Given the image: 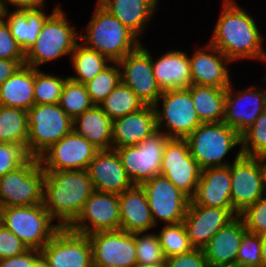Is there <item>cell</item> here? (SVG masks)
I'll return each instance as SVG.
<instances>
[{
    "instance_id": "obj_47",
    "label": "cell",
    "mask_w": 266,
    "mask_h": 267,
    "mask_svg": "<svg viewBox=\"0 0 266 267\" xmlns=\"http://www.w3.org/2000/svg\"><path fill=\"white\" fill-rule=\"evenodd\" d=\"M28 250V247L9 229H0V259L14 257Z\"/></svg>"
},
{
    "instance_id": "obj_26",
    "label": "cell",
    "mask_w": 266,
    "mask_h": 267,
    "mask_svg": "<svg viewBox=\"0 0 266 267\" xmlns=\"http://www.w3.org/2000/svg\"><path fill=\"white\" fill-rule=\"evenodd\" d=\"M120 204V229L129 232H149L155 223L152 219L145 191L133 185L118 194Z\"/></svg>"
},
{
    "instance_id": "obj_23",
    "label": "cell",
    "mask_w": 266,
    "mask_h": 267,
    "mask_svg": "<svg viewBox=\"0 0 266 267\" xmlns=\"http://www.w3.org/2000/svg\"><path fill=\"white\" fill-rule=\"evenodd\" d=\"M157 130L154 106L145 105L112 121V149L140 144Z\"/></svg>"
},
{
    "instance_id": "obj_38",
    "label": "cell",
    "mask_w": 266,
    "mask_h": 267,
    "mask_svg": "<svg viewBox=\"0 0 266 267\" xmlns=\"http://www.w3.org/2000/svg\"><path fill=\"white\" fill-rule=\"evenodd\" d=\"M59 105L71 119H74L94 104L91 102L85 84L68 78L63 86Z\"/></svg>"
},
{
    "instance_id": "obj_59",
    "label": "cell",
    "mask_w": 266,
    "mask_h": 267,
    "mask_svg": "<svg viewBox=\"0 0 266 267\" xmlns=\"http://www.w3.org/2000/svg\"><path fill=\"white\" fill-rule=\"evenodd\" d=\"M266 75V74H265ZM264 75V77H262L263 78V82H265L266 83V76Z\"/></svg>"
},
{
    "instance_id": "obj_11",
    "label": "cell",
    "mask_w": 266,
    "mask_h": 267,
    "mask_svg": "<svg viewBox=\"0 0 266 267\" xmlns=\"http://www.w3.org/2000/svg\"><path fill=\"white\" fill-rule=\"evenodd\" d=\"M230 174L232 207L240 214L266 193L263 169L257 157L242 155L239 149L230 164Z\"/></svg>"
},
{
    "instance_id": "obj_36",
    "label": "cell",
    "mask_w": 266,
    "mask_h": 267,
    "mask_svg": "<svg viewBox=\"0 0 266 267\" xmlns=\"http://www.w3.org/2000/svg\"><path fill=\"white\" fill-rule=\"evenodd\" d=\"M159 231L156 235L166 258L194 249L183 222L165 224Z\"/></svg>"
},
{
    "instance_id": "obj_12",
    "label": "cell",
    "mask_w": 266,
    "mask_h": 267,
    "mask_svg": "<svg viewBox=\"0 0 266 267\" xmlns=\"http://www.w3.org/2000/svg\"><path fill=\"white\" fill-rule=\"evenodd\" d=\"M145 191L155 226L183 222L190 198L175 187L168 178L156 175L140 184Z\"/></svg>"
},
{
    "instance_id": "obj_7",
    "label": "cell",
    "mask_w": 266,
    "mask_h": 267,
    "mask_svg": "<svg viewBox=\"0 0 266 267\" xmlns=\"http://www.w3.org/2000/svg\"><path fill=\"white\" fill-rule=\"evenodd\" d=\"M28 155L38 158L51 145L69 134L73 128L71 119L57 104H34L27 110Z\"/></svg>"
},
{
    "instance_id": "obj_56",
    "label": "cell",
    "mask_w": 266,
    "mask_h": 267,
    "mask_svg": "<svg viewBox=\"0 0 266 267\" xmlns=\"http://www.w3.org/2000/svg\"><path fill=\"white\" fill-rule=\"evenodd\" d=\"M209 267H243L238 263L235 264H224V265H209Z\"/></svg>"
},
{
    "instance_id": "obj_37",
    "label": "cell",
    "mask_w": 266,
    "mask_h": 267,
    "mask_svg": "<svg viewBox=\"0 0 266 267\" xmlns=\"http://www.w3.org/2000/svg\"><path fill=\"white\" fill-rule=\"evenodd\" d=\"M67 77L45 73L34 68V102L35 104H57Z\"/></svg>"
},
{
    "instance_id": "obj_57",
    "label": "cell",
    "mask_w": 266,
    "mask_h": 267,
    "mask_svg": "<svg viewBox=\"0 0 266 267\" xmlns=\"http://www.w3.org/2000/svg\"><path fill=\"white\" fill-rule=\"evenodd\" d=\"M134 267H165V265H141V264H136Z\"/></svg>"
},
{
    "instance_id": "obj_42",
    "label": "cell",
    "mask_w": 266,
    "mask_h": 267,
    "mask_svg": "<svg viewBox=\"0 0 266 267\" xmlns=\"http://www.w3.org/2000/svg\"><path fill=\"white\" fill-rule=\"evenodd\" d=\"M261 247L262 242L259 235L247 231L243 235L237 252L236 263L243 267L262 266Z\"/></svg>"
},
{
    "instance_id": "obj_45",
    "label": "cell",
    "mask_w": 266,
    "mask_h": 267,
    "mask_svg": "<svg viewBox=\"0 0 266 267\" xmlns=\"http://www.w3.org/2000/svg\"><path fill=\"white\" fill-rule=\"evenodd\" d=\"M0 59L25 60V52L11 35L7 22L0 21Z\"/></svg>"
},
{
    "instance_id": "obj_14",
    "label": "cell",
    "mask_w": 266,
    "mask_h": 267,
    "mask_svg": "<svg viewBox=\"0 0 266 267\" xmlns=\"http://www.w3.org/2000/svg\"><path fill=\"white\" fill-rule=\"evenodd\" d=\"M40 251L48 267H93L88 236L69 227L60 228Z\"/></svg>"
},
{
    "instance_id": "obj_52",
    "label": "cell",
    "mask_w": 266,
    "mask_h": 267,
    "mask_svg": "<svg viewBox=\"0 0 266 267\" xmlns=\"http://www.w3.org/2000/svg\"><path fill=\"white\" fill-rule=\"evenodd\" d=\"M263 169L264 184L266 187V153L257 157Z\"/></svg>"
},
{
    "instance_id": "obj_29",
    "label": "cell",
    "mask_w": 266,
    "mask_h": 267,
    "mask_svg": "<svg viewBox=\"0 0 266 267\" xmlns=\"http://www.w3.org/2000/svg\"><path fill=\"white\" fill-rule=\"evenodd\" d=\"M73 131L83 136L99 150L112 149V120L103 112L99 105L73 119Z\"/></svg>"
},
{
    "instance_id": "obj_58",
    "label": "cell",
    "mask_w": 266,
    "mask_h": 267,
    "mask_svg": "<svg viewBox=\"0 0 266 267\" xmlns=\"http://www.w3.org/2000/svg\"><path fill=\"white\" fill-rule=\"evenodd\" d=\"M93 267H117V266H93Z\"/></svg>"
},
{
    "instance_id": "obj_44",
    "label": "cell",
    "mask_w": 266,
    "mask_h": 267,
    "mask_svg": "<svg viewBox=\"0 0 266 267\" xmlns=\"http://www.w3.org/2000/svg\"><path fill=\"white\" fill-rule=\"evenodd\" d=\"M29 158L30 156L22 146L0 142V177L16 170Z\"/></svg>"
},
{
    "instance_id": "obj_35",
    "label": "cell",
    "mask_w": 266,
    "mask_h": 267,
    "mask_svg": "<svg viewBox=\"0 0 266 267\" xmlns=\"http://www.w3.org/2000/svg\"><path fill=\"white\" fill-rule=\"evenodd\" d=\"M99 106L113 121L127 114L138 111L145 104L124 83L120 82Z\"/></svg>"
},
{
    "instance_id": "obj_51",
    "label": "cell",
    "mask_w": 266,
    "mask_h": 267,
    "mask_svg": "<svg viewBox=\"0 0 266 267\" xmlns=\"http://www.w3.org/2000/svg\"><path fill=\"white\" fill-rule=\"evenodd\" d=\"M262 247H261V260L264 266H266V232L259 235Z\"/></svg>"
},
{
    "instance_id": "obj_43",
    "label": "cell",
    "mask_w": 266,
    "mask_h": 267,
    "mask_svg": "<svg viewBox=\"0 0 266 267\" xmlns=\"http://www.w3.org/2000/svg\"><path fill=\"white\" fill-rule=\"evenodd\" d=\"M248 232L260 235L266 232V193L239 214Z\"/></svg>"
},
{
    "instance_id": "obj_49",
    "label": "cell",
    "mask_w": 266,
    "mask_h": 267,
    "mask_svg": "<svg viewBox=\"0 0 266 267\" xmlns=\"http://www.w3.org/2000/svg\"><path fill=\"white\" fill-rule=\"evenodd\" d=\"M22 65L25 60L0 59V85Z\"/></svg>"
},
{
    "instance_id": "obj_24",
    "label": "cell",
    "mask_w": 266,
    "mask_h": 267,
    "mask_svg": "<svg viewBox=\"0 0 266 267\" xmlns=\"http://www.w3.org/2000/svg\"><path fill=\"white\" fill-rule=\"evenodd\" d=\"M190 201L207 207L233 209L230 165L201 170L195 194Z\"/></svg>"
},
{
    "instance_id": "obj_22",
    "label": "cell",
    "mask_w": 266,
    "mask_h": 267,
    "mask_svg": "<svg viewBox=\"0 0 266 267\" xmlns=\"http://www.w3.org/2000/svg\"><path fill=\"white\" fill-rule=\"evenodd\" d=\"M87 171L95 191L120 194L134 185L115 149L99 150Z\"/></svg>"
},
{
    "instance_id": "obj_54",
    "label": "cell",
    "mask_w": 266,
    "mask_h": 267,
    "mask_svg": "<svg viewBox=\"0 0 266 267\" xmlns=\"http://www.w3.org/2000/svg\"><path fill=\"white\" fill-rule=\"evenodd\" d=\"M33 267H48L46 261L42 258V256L36 261Z\"/></svg>"
},
{
    "instance_id": "obj_10",
    "label": "cell",
    "mask_w": 266,
    "mask_h": 267,
    "mask_svg": "<svg viewBox=\"0 0 266 267\" xmlns=\"http://www.w3.org/2000/svg\"><path fill=\"white\" fill-rule=\"evenodd\" d=\"M168 139L162 131L157 130L140 144L114 148L133 184L140 185L160 175L163 151Z\"/></svg>"
},
{
    "instance_id": "obj_6",
    "label": "cell",
    "mask_w": 266,
    "mask_h": 267,
    "mask_svg": "<svg viewBox=\"0 0 266 267\" xmlns=\"http://www.w3.org/2000/svg\"><path fill=\"white\" fill-rule=\"evenodd\" d=\"M4 227L28 249L41 250L61 228L43 204L4 208Z\"/></svg>"
},
{
    "instance_id": "obj_31",
    "label": "cell",
    "mask_w": 266,
    "mask_h": 267,
    "mask_svg": "<svg viewBox=\"0 0 266 267\" xmlns=\"http://www.w3.org/2000/svg\"><path fill=\"white\" fill-rule=\"evenodd\" d=\"M48 16L44 8L15 9L13 12L6 8L4 20L9 26L11 35L26 52L38 39V34Z\"/></svg>"
},
{
    "instance_id": "obj_4",
    "label": "cell",
    "mask_w": 266,
    "mask_h": 267,
    "mask_svg": "<svg viewBox=\"0 0 266 267\" xmlns=\"http://www.w3.org/2000/svg\"><path fill=\"white\" fill-rule=\"evenodd\" d=\"M58 4L46 18L36 42L25 52V65L35 69L48 62L68 55L80 40V33L70 25L67 15Z\"/></svg>"
},
{
    "instance_id": "obj_32",
    "label": "cell",
    "mask_w": 266,
    "mask_h": 267,
    "mask_svg": "<svg viewBox=\"0 0 266 267\" xmlns=\"http://www.w3.org/2000/svg\"><path fill=\"white\" fill-rule=\"evenodd\" d=\"M188 90L201 123L223 121L226 89L192 84Z\"/></svg>"
},
{
    "instance_id": "obj_1",
    "label": "cell",
    "mask_w": 266,
    "mask_h": 267,
    "mask_svg": "<svg viewBox=\"0 0 266 267\" xmlns=\"http://www.w3.org/2000/svg\"><path fill=\"white\" fill-rule=\"evenodd\" d=\"M222 1V9L209 42L233 63L243 59L266 62L264 37L255 18L234 0Z\"/></svg>"
},
{
    "instance_id": "obj_40",
    "label": "cell",
    "mask_w": 266,
    "mask_h": 267,
    "mask_svg": "<svg viewBox=\"0 0 266 267\" xmlns=\"http://www.w3.org/2000/svg\"><path fill=\"white\" fill-rule=\"evenodd\" d=\"M137 264L141 265H165L166 256L159 243L156 233H134Z\"/></svg>"
},
{
    "instance_id": "obj_20",
    "label": "cell",
    "mask_w": 266,
    "mask_h": 267,
    "mask_svg": "<svg viewBox=\"0 0 266 267\" xmlns=\"http://www.w3.org/2000/svg\"><path fill=\"white\" fill-rule=\"evenodd\" d=\"M238 215L234 209L207 207L190 201L183 223L191 245L202 249L221 228Z\"/></svg>"
},
{
    "instance_id": "obj_15",
    "label": "cell",
    "mask_w": 266,
    "mask_h": 267,
    "mask_svg": "<svg viewBox=\"0 0 266 267\" xmlns=\"http://www.w3.org/2000/svg\"><path fill=\"white\" fill-rule=\"evenodd\" d=\"M98 151V148L72 130L38 159L44 171L87 170Z\"/></svg>"
},
{
    "instance_id": "obj_9",
    "label": "cell",
    "mask_w": 266,
    "mask_h": 267,
    "mask_svg": "<svg viewBox=\"0 0 266 267\" xmlns=\"http://www.w3.org/2000/svg\"><path fill=\"white\" fill-rule=\"evenodd\" d=\"M43 192L44 170L36 157L0 177V203L4 207L43 204Z\"/></svg>"
},
{
    "instance_id": "obj_34",
    "label": "cell",
    "mask_w": 266,
    "mask_h": 267,
    "mask_svg": "<svg viewBox=\"0 0 266 267\" xmlns=\"http://www.w3.org/2000/svg\"><path fill=\"white\" fill-rule=\"evenodd\" d=\"M28 135L27 111L0 105V142L17 144L28 153Z\"/></svg>"
},
{
    "instance_id": "obj_33",
    "label": "cell",
    "mask_w": 266,
    "mask_h": 267,
    "mask_svg": "<svg viewBox=\"0 0 266 267\" xmlns=\"http://www.w3.org/2000/svg\"><path fill=\"white\" fill-rule=\"evenodd\" d=\"M69 59L76 74L75 76L70 75L68 78L81 84H86L92 80L111 63L107 57L88 48L84 44H80V42L75 46Z\"/></svg>"
},
{
    "instance_id": "obj_55",
    "label": "cell",
    "mask_w": 266,
    "mask_h": 267,
    "mask_svg": "<svg viewBox=\"0 0 266 267\" xmlns=\"http://www.w3.org/2000/svg\"><path fill=\"white\" fill-rule=\"evenodd\" d=\"M4 206L0 203V229L4 227Z\"/></svg>"
},
{
    "instance_id": "obj_48",
    "label": "cell",
    "mask_w": 266,
    "mask_h": 267,
    "mask_svg": "<svg viewBox=\"0 0 266 267\" xmlns=\"http://www.w3.org/2000/svg\"><path fill=\"white\" fill-rule=\"evenodd\" d=\"M40 257V250L28 249L20 255L0 259V267H33Z\"/></svg>"
},
{
    "instance_id": "obj_25",
    "label": "cell",
    "mask_w": 266,
    "mask_h": 267,
    "mask_svg": "<svg viewBox=\"0 0 266 267\" xmlns=\"http://www.w3.org/2000/svg\"><path fill=\"white\" fill-rule=\"evenodd\" d=\"M151 65L161 91L189 88L192 85L189 55L183 50L168 51L155 61L151 54Z\"/></svg>"
},
{
    "instance_id": "obj_39",
    "label": "cell",
    "mask_w": 266,
    "mask_h": 267,
    "mask_svg": "<svg viewBox=\"0 0 266 267\" xmlns=\"http://www.w3.org/2000/svg\"><path fill=\"white\" fill-rule=\"evenodd\" d=\"M113 64V65H112ZM121 82L120 67L117 62H111L92 80L85 84L91 102L99 105L109 93Z\"/></svg>"
},
{
    "instance_id": "obj_27",
    "label": "cell",
    "mask_w": 266,
    "mask_h": 267,
    "mask_svg": "<svg viewBox=\"0 0 266 267\" xmlns=\"http://www.w3.org/2000/svg\"><path fill=\"white\" fill-rule=\"evenodd\" d=\"M246 232L245 223L239 215L221 228L202 248L209 265L235 264Z\"/></svg>"
},
{
    "instance_id": "obj_18",
    "label": "cell",
    "mask_w": 266,
    "mask_h": 267,
    "mask_svg": "<svg viewBox=\"0 0 266 267\" xmlns=\"http://www.w3.org/2000/svg\"><path fill=\"white\" fill-rule=\"evenodd\" d=\"M93 266L134 267L137 264L134 233L121 229L88 235Z\"/></svg>"
},
{
    "instance_id": "obj_3",
    "label": "cell",
    "mask_w": 266,
    "mask_h": 267,
    "mask_svg": "<svg viewBox=\"0 0 266 267\" xmlns=\"http://www.w3.org/2000/svg\"><path fill=\"white\" fill-rule=\"evenodd\" d=\"M93 15L87 24L86 34L79 35L82 44L118 62L125 55L135 51L142 43L140 39L111 15L97 1Z\"/></svg>"
},
{
    "instance_id": "obj_21",
    "label": "cell",
    "mask_w": 266,
    "mask_h": 267,
    "mask_svg": "<svg viewBox=\"0 0 266 267\" xmlns=\"http://www.w3.org/2000/svg\"><path fill=\"white\" fill-rule=\"evenodd\" d=\"M192 84L226 89L231 85L228 64L232 63L220 50L209 41L205 47L196 49L190 55Z\"/></svg>"
},
{
    "instance_id": "obj_50",
    "label": "cell",
    "mask_w": 266,
    "mask_h": 267,
    "mask_svg": "<svg viewBox=\"0 0 266 267\" xmlns=\"http://www.w3.org/2000/svg\"><path fill=\"white\" fill-rule=\"evenodd\" d=\"M6 8L13 5L16 10L45 8L46 0H4Z\"/></svg>"
},
{
    "instance_id": "obj_13",
    "label": "cell",
    "mask_w": 266,
    "mask_h": 267,
    "mask_svg": "<svg viewBox=\"0 0 266 267\" xmlns=\"http://www.w3.org/2000/svg\"><path fill=\"white\" fill-rule=\"evenodd\" d=\"M201 169L191 156L185 138H169L165 144L160 175L165 176L190 199L194 196Z\"/></svg>"
},
{
    "instance_id": "obj_16",
    "label": "cell",
    "mask_w": 266,
    "mask_h": 267,
    "mask_svg": "<svg viewBox=\"0 0 266 267\" xmlns=\"http://www.w3.org/2000/svg\"><path fill=\"white\" fill-rule=\"evenodd\" d=\"M121 82L127 85L145 105H154L162 94L151 65V53L143 42L118 62Z\"/></svg>"
},
{
    "instance_id": "obj_2",
    "label": "cell",
    "mask_w": 266,
    "mask_h": 267,
    "mask_svg": "<svg viewBox=\"0 0 266 267\" xmlns=\"http://www.w3.org/2000/svg\"><path fill=\"white\" fill-rule=\"evenodd\" d=\"M94 191L87 170L44 171L43 205L61 228L75 222Z\"/></svg>"
},
{
    "instance_id": "obj_19",
    "label": "cell",
    "mask_w": 266,
    "mask_h": 267,
    "mask_svg": "<svg viewBox=\"0 0 266 267\" xmlns=\"http://www.w3.org/2000/svg\"><path fill=\"white\" fill-rule=\"evenodd\" d=\"M266 110V88L251 85L247 89L226 88L223 121L240 135Z\"/></svg>"
},
{
    "instance_id": "obj_28",
    "label": "cell",
    "mask_w": 266,
    "mask_h": 267,
    "mask_svg": "<svg viewBox=\"0 0 266 267\" xmlns=\"http://www.w3.org/2000/svg\"><path fill=\"white\" fill-rule=\"evenodd\" d=\"M138 38L145 33L147 23L157 12L155 0H96Z\"/></svg>"
},
{
    "instance_id": "obj_30",
    "label": "cell",
    "mask_w": 266,
    "mask_h": 267,
    "mask_svg": "<svg viewBox=\"0 0 266 267\" xmlns=\"http://www.w3.org/2000/svg\"><path fill=\"white\" fill-rule=\"evenodd\" d=\"M34 104V68L22 65L0 85V105L27 111Z\"/></svg>"
},
{
    "instance_id": "obj_8",
    "label": "cell",
    "mask_w": 266,
    "mask_h": 267,
    "mask_svg": "<svg viewBox=\"0 0 266 267\" xmlns=\"http://www.w3.org/2000/svg\"><path fill=\"white\" fill-rule=\"evenodd\" d=\"M153 106L157 129L169 138H186L202 124L196 114L188 88L162 91Z\"/></svg>"
},
{
    "instance_id": "obj_17",
    "label": "cell",
    "mask_w": 266,
    "mask_h": 267,
    "mask_svg": "<svg viewBox=\"0 0 266 267\" xmlns=\"http://www.w3.org/2000/svg\"><path fill=\"white\" fill-rule=\"evenodd\" d=\"M72 231L90 235L95 232L120 229L119 196L115 193L94 191L84 208L69 227Z\"/></svg>"
},
{
    "instance_id": "obj_46",
    "label": "cell",
    "mask_w": 266,
    "mask_h": 267,
    "mask_svg": "<svg viewBox=\"0 0 266 267\" xmlns=\"http://www.w3.org/2000/svg\"><path fill=\"white\" fill-rule=\"evenodd\" d=\"M165 267H209L202 249L194 248L185 254L166 258Z\"/></svg>"
},
{
    "instance_id": "obj_53",
    "label": "cell",
    "mask_w": 266,
    "mask_h": 267,
    "mask_svg": "<svg viewBox=\"0 0 266 267\" xmlns=\"http://www.w3.org/2000/svg\"><path fill=\"white\" fill-rule=\"evenodd\" d=\"M5 9H6L5 1L0 0V21L4 19Z\"/></svg>"
},
{
    "instance_id": "obj_41",
    "label": "cell",
    "mask_w": 266,
    "mask_h": 267,
    "mask_svg": "<svg viewBox=\"0 0 266 267\" xmlns=\"http://www.w3.org/2000/svg\"><path fill=\"white\" fill-rule=\"evenodd\" d=\"M242 155L258 157L266 153V110L241 134Z\"/></svg>"
},
{
    "instance_id": "obj_5",
    "label": "cell",
    "mask_w": 266,
    "mask_h": 267,
    "mask_svg": "<svg viewBox=\"0 0 266 267\" xmlns=\"http://www.w3.org/2000/svg\"><path fill=\"white\" fill-rule=\"evenodd\" d=\"M185 139L201 170L230 165L225 156L233 148L241 146V135L224 121L202 123Z\"/></svg>"
}]
</instances>
